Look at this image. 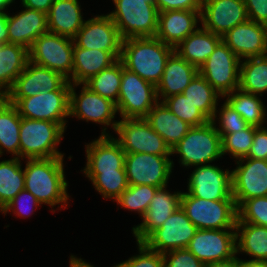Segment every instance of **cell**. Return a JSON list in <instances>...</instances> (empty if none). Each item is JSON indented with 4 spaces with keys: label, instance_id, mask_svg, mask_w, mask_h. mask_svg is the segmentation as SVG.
<instances>
[{
    "label": "cell",
    "instance_id": "38",
    "mask_svg": "<svg viewBox=\"0 0 267 267\" xmlns=\"http://www.w3.org/2000/svg\"><path fill=\"white\" fill-rule=\"evenodd\" d=\"M122 76V61L118 59L84 83L91 91L117 104Z\"/></svg>",
    "mask_w": 267,
    "mask_h": 267
},
{
    "label": "cell",
    "instance_id": "30",
    "mask_svg": "<svg viewBox=\"0 0 267 267\" xmlns=\"http://www.w3.org/2000/svg\"><path fill=\"white\" fill-rule=\"evenodd\" d=\"M221 41L222 36L199 27L175 48V52L200 69Z\"/></svg>",
    "mask_w": 267,
    "mask_h": 267
},
{
    "label": "cell",
    "instance_id": "26",
    "mask_svg": "<svg viewBox=\"0 0 267 267\" xmlns=\"http://www.w3.org/2000/svg\"><path fill=\"white\" fill-rule=\"evenodd\" d=\"M198 73V68L174 51L167 60L161 80L156 86L158 101L162 102L169 96L182 94Z\"/></svg>",
    "mask_w": 267,
    "mask_h": 267
},
{
    "label": "cell",
    "instance_id": "50",
    "mask_svg": "<svg viewBox=\"0 0 267 267\" xmlns=\"http://www.w3.org/2000/svg\"><path fill=\"white\" fill-rule=\"evenodd\" d=\"M248 19L267 25V0H244Z\"/></svg>",
    "mask_w": 267,
    "mask_h": 267
},
{
    "label": "cell",
    "instance_id": "43",
    "mask_svg": "<svg viewBox=\"0 0 267 267\" xmlns=\"http://www.w3.org/2000/svg\"><path fill=\"white\" fill-rule=\"evenodd\" d=\"M218 110H215L211 121L215 125L216 131L220 134L221 138L225 134L243 130L249 125L226 101L222 104L221 109L219 108ZM216 123H219V126Z\"/></svg>",
    "mask_w": 267,
    "mask_h": 267
},
{
    "label": "cell",
    "instance_id": "20",
    "mask_svg": "<svg viewBox=\"0 0 267 267\" xmlns=\"http://www.w3.org/2000/svg\"><path fill=\"white\" fill-rule=\"evenodd\" d=\"M247 20L244 0H202L201 25L214 34L223 36Z\"/></svg>",
    "mask_w": 267,
    "mask_h": 267
},
{
    "label": "cell",
    "instance_id": "48",
    "mask_svg": "<svg viewBox=\"0 0 267 267\" xmlns=\"http://www.w3.org/2000/svg\"><path fill=\"white\" fill-rule=\"evenodd\" d=\"M247 158L267 160V128L257 127Z\"/></svg>",
    "mask_w": 267,
    "mask_h": 267
},
{
    "label": "cell",
    "instance_id": "27",
    "mask_svg": "<svg viewBox=\"0 0 267 267\" xmlns=\"http://www.w3.org/2000/svg\"><path fill=\"white\" fill-rule=\"evenodd\" d=\"M78 0H55L47 13L48 32L73 39L85 21Z\"/></svg>",
    "mask_w": 267,
    "mask_h": 267
},
{
    "label": "cell",
    "instance_id": "44",
    "mask_svg": "<svg viewBox=\"0 0 267 267\" xmlns=\"http://www.w3.org/2000/svg\"><path fill=\"white\" fill-rule=\"evenodd\" d=\"M237 222L267 227V196L245 200L238 208Z\"/></svg>",
    "mask_w": 267,
    "mask_h": 267
},
{
    "label": "cell",
    "instance_id": "32",
    "mask_svg": "<svg viewBox=\"0 0 267 267\" xmlns=\"http://www.w3.org/2000/svg\"><path fill=\"white\" fill-rule=\"evenodd\" d=\"M236 254L246 253L252 260L267 261V227L236 222Z\"/></svg>",
    "mask_w": 267,
    "mask_h": 267
},
{
    "label": "cell",
    "instance_id": "8",
    "mask_svg": "<svg viewBox=\"0 0 267 267\" xmlns=\"http://www.w3.org/2000/svg\"><path fill=\"white\" fill-rule=\"evenodd\" d=\"M73 49V39L47 32L40 35L28 50L29 61L69 79L73 69Z\"/></svg>",
    "mask_w": 267,
    "mask_h": 267
},
{
    "label": "cell",
    "instance_id": "51",
    "mask_svg": "<svg viewBox=\"0 0 267 267\" xmlns=\"http://www.w3.org/2000/svg\"><path fill=\"white\" fill-rule=\"evenodd\" d=\"M20 1L22 7L39 10L47 14L50 10L52 3L55 0H20Z\"/></svg>",
    "mask_w": 267,
    "mask_h": 267
},
{
    "label": "cell",
    "instance_id": "21",
    "mask_svg": "<svg viewBox=\"0 0 267 267\" xmlns=\"http://www.w3.org/2000/svg\"><path fill=\"white\" fill-rule=\"evenodd\" d=\"M240 60L267 55V25L247 20L222 36Z\"/></svg>",
    "mask_w": 267,
    "mask_h": 267
},
{
    "label": "cell",
    "instance_id": "17",
    "mask_svg": "<svg viewBox=\"0 0 267 267\" xmlns=\"http://www.w3.org/2000/svg\"><path fill=\"white\" fill-rule=\"evenodd\" d=\"M205 265L228 260L236 254L235 229H198L186 247Z\"/></svg>",
    "mask_w": 267,
    "mask_h": 267
},
{
    "label": "cell",
    "instance_id": "41",
    "mask_svg": "<svg viewBox=\"0 0 267 267\" xmlns=\"http://www.w3.org/2000/svg\"><path fill=\"white\" fill-rule=\"evenodd\" d=\"M173 114L189 124L197 127L207 124L210 120L183 94H176L162 101Z\"/></svg>",
    "mask_w": 267,
    "mask_h": 267
},
{
    "label": "cell",
    "instance_id": "6",
    "mask_svg": "<svg viewBox=\"0 0 267 267\" xmlns=\"http://www.w3.org/2000/svg\"><path fill=\"white\" fill-rule=\"evenodd\" d=\"M180 206L198 229H235L238 219L234 199L205 200L182 192Z\"/></svg>",
    "mask_w": 267,
    "mask_h": 267
},
{
    "label": "cell",
    "instance_id": "37",
    "mask_svg": "<svg viewBox=\"0 0 267 267\" xmlns=\"http://www.w3.org/2000/svg\"><path fill=\"white\" fill-rule=\"evenodd\" d=\"M182 94L210 121L213 119L215 110L218 109V99L223 98L200 73L194 77Z\"/></svg>",
    "mask_w": 267,
    "mask_h": 267
},
{
    "label": "cell",
    "instance_id": "24",
    "mask_svg": "<svg viewBox=\"0 0 267 267\" xmlns=\"http://www.w3.org/2000/svg\"><path fill=\"white\" fill-rule=\"evenodd\" d=\"M167 187L159 188L152 198L142 223L132 228L136 242H143L154 230L180 207L181 191L170 193Z\"/></svg>",
    "mask_w": 267,
    "mask_h": 267
},
{
    "label": "cell",
    "instance_id": "18",
    "mask_svg": "<svg viewBox=\"0 0 267 267\" xmlns=\"http://www.w3.org/2000/svg\"><path fill=\"white\" fill-rule=\"evenodd\" d=\"M232 170V196L237 208L247 199L267 196V160L241 158Z\"/></svg>",
    "mask_w": 267,
    "mask_h": 267
},
{
    "label": "cell",
    "instance_id": "29",
    "mask_svg": "<svg viewBox=\"0 0 267 267\" xmlns=\"http://www.w3.org/2000/svg\"><path fill=\"white\" fill-rule=\"evenodd\" d=\"M151 128L157 132L172 149L191 128L181 120L163 103L159 102L148 112L144 118Z\"/></svg>",
    "mask_w": 267,
    "mask_h": 267
},
{
    "label": "cell",
    "instance_id": "13",
    "mask_svg": "<svg viewBox=\"0 0 267 267\" xmlns=\"http://www.w3.org/2000/svg\"><path fill=\"white\" fill-rule=\"evenodd\" d=\"M125 171L129 185L167 187L174 162L170 156L126 153Z\"/></svg>",
    "mask_w": 267,
    "mask_h": 267
},
{
    "label": "cell",
    "instance_id": "11",
    "mask_svg": "<svg viewBox=\"0 0 267 267\" xmlns=\"http://www.w3.org/2000/svg\"><path fill=\"white\" fill-rule=\"evenodd\" d=\"M240 64L238 56L221 41L201 66L199 73L224 97L239 88Z\"/></svg>",
    "mask_w": 267,
    "mask_h": 267
},
{
    "label": "cell",
    "instance_id": "16",
    "mask_svg": "<svg viewBox=\"0 0 267 267\" xmlns=\"http://www.w3.org/2000/svg\"><path fill=\"white\" fill-rule=\"evenodd\" d=\"M122 41L119 30L108 14L95 15L86 20L73 38L76 46L110 52L117 60L121 56Z\"/></svg>",
    "mask_w": 267,
    "mask_h": 267
},
{
    "label": "cell",
    "instance_id": "36",
    "mask_svg": "<svg viewBox=\"0 0 267 267\" xmlns=\"http://www.w3.org/2000/svg\"><path fill=\"white\" fill-rule=\"evenodd\" d=\"M239 88L261 97L267 92V55L241 60Z\"/></svg>",
    "mask_w": 267,
    "mask_h": 267
},
{
    "label": "cell",
    "instance_id": "45",
    "mask_svg": "<svg viewBox=\"0 0 267 267\" xmlns=\"http://www.w3.org/2000/svg\"><path fill=\"white\" fill-rule=\"evenodd\" d=\"M27 202V203H26ZM41 203L35 196L27 190L20 191L3 209L2 214L14 212L15 216L29 217L34 212V208L38 209Z\"/></svg>",
    "mask_w": 267,
    "mask_h": 267
},
{
    "label": "cell",
    "instance_id": "15",
    "mask_svg": "<svg viewBox=\"0 0 267 267\" xmlns=\"http://www.w3.org/2000/svg\"><path fill=\"white\" fill-rule=\"evenodd\" d=\"M197 230L180 206L143 243L149 249L163 254L186 248Z\"/></svg>",
    "mask_w": 267,
    "mask_h": 267
},
{
    "label": "cell",
    "instance_id": "19",
    "mask_svg": "<svg viewBox=\"0 0 267 267\" xmlns=\"http://www.w3.org/2000/svg\"><path fill=\"white\" fill-rule=\"evenodd\" d=\"M187 193L205 200L234 199L232 196V171L214 164L195 166L189 175Z\"/></svg>",
    "mask_w": 267,
    "mask_h": 267
},
{
    "label": "cell",
    "instance_id": "4",
    "mask_svg": "<svg viewBox=\"0 0 267 267\" xmlns=\"http://www.w3.org/2000/svg\"><path fill=\"white\" fill-rule=\"evenodd\" d=\"M64 132L59 123L21 117L20 159L64 157L58 150Z\"/></svg>",
    "mask_w": 267,
    "mask_h": 267
},
{
    "label": "cell",
    "instance_id": "56",
    "mask_svg": "<svg viewBox=\"0 0 267 267\" xmlns=\"http://www.w3.org/2000/svg\"><path fill=\"white\" fill-rule=\"evenodd\" d=\"M15 0H0V11L5 12L7 7H9Z\"/></svg>",
    "mask_w": 267,
    "mask_h": 267
},
{
    "label": "cell",
    "instance_id": "3",
    "mask_svg": "<svg viewBox=\"0 0 267 267\" xmlns=\"http://www.w3.org/2000/svg\"><path fill=\"white\" fill-rule=\"evenodd\" d=\"M172 156L180 155L182 167H195L211 164L223 158L221 136L212 121L191 127L187 134L171 149Z\"/></svg>",
    "mask_w": 267,
    "mask_h": 267
},
{
    "label": "cell",
    "instance_id": "53",
    "mask_svg": "<svg viewBox=\"0 0 267 267\" xmlns=\"http://www.w3.org/2000/svg\"><path fill=\"white\" fill-rule=\"evenodd\" d=\"M205 267H240V258L236 255L228 260L214 262Z\"/></svg>",
    "mask_w": 267,
    "mask_h": 267
},
{
    "label": "cell",
    "instance_id": "31",
    "mask_svg": "<svg viewBox=\"0 0 267 267\" xmlns=\"http://www.w3.org/2000/svg\"><path fill=\"white\" fill-rule=\"evenodd\" d=\"M29 61L28 49L17 44H0V94L5 96Z\"/></svg>",
    "mask_w": 267,
    "mask_h": 267
},
{
    "label": "cell",
    "instance_id": "2",
    "mask_svg": "<svg viewBox=\"0 0 267 267\" xmlns=\"http://www.w3.org/2000/svg\"><path fill=\"white\" fill-rule=\"evenodd\" d=\"M174 51L157 37H133L122 41L120 60L124 68L157 86Z\"/></svg>",
    "mask_w": 267,
    "mask_h": 267
},
{
    "label": "cell",
    "instance_id": "10",
    "mask_svg": "<svg viewBox=\"0 0 267 267\" xmlns=\"http://www.w3.org/2000/svg\"><path fill=\"white\" fill-rule=\"evenodd\" d=\"M125 153H147L171 156V149L165 140L155 132L144 118H122L115 130Z\"/></svg>",
    "mask_w": 267,
    "mask_h": 267
},
{
    "label": "cell",
    "instance_id": "5",
    "mask_svg": "<svg viewBox=\"0 0 267 267\" xmlns=\"http://www.w3.org/2000/svg\"><path fill=\"white\" fill-rule=\"evenodd\" d=\"M115 10L108 15L124 39L133 37H155L158 10L154 1L112 0Z\"/></svg>",
    "mask_w": 267,
    "mask_h": 267
},
{
    "label": "cell",
    "instance_id": "34",
    "mask_svg": "<svg viewBox=\"0 0 267 267\" xmlns=\"http://www.w3.org/2000/svg\"><path fill=\"white\" fill-rule=\"evenodd\" d=\"M226 102L252 126L262 127L267 120L266 107L260 95L252 94L237 88L225 95Z\"/></svg>",
    "mask_w": 267,
    "mask_h": 267
},
{
    "label": "cell",
    "instance_id": "12",
    "mask_svg": "<svg viewBox=\"0 0 267 267\" xmlns=\"http://www.w3.org/2000/svg\"><path fill=\"white\" fill-rule=\"evenodd\" d=\"M70 87L71 83L60 73L28 61L4 98L14 105L20 98L46 91L70 90Z\"/></svg>",
    "mask_w": 267,
    "mask_h": 267
},
{
    "label": "cell",
    "instance_id": "7",
    "mask_svg": "<svg viewBox=\"0 0 267 267\" xmlns=\"http://www.w3.org/2000/svg\"><path fill=\"white\" fill-rule=\"evenodd\" d=\"M158 103L156 86L124 68L122 63L121 85L117 111L121 118H145Z\"/></svg>",
    "mask_w": 267,
    "mask_h": 267
},
{
    "label": "cell",
    "instance_id": "46",
    "mask_svg": "<svg viewBox=\"0 0 267 267\" xmlns=\"http://www.w3.org/2000/svg\"><path fill=\"white\" fill-rule=\"evenodd\" d=\"M139 254L117 264V267H164L163 254L149 249L143 242H137Z\"/></svg>",
    "mask_w": 267,
    "mask_h": 267
},
{
    "label": "cell",
    "instance_id": "9",
    "mask_svg": "<svg viewBox=\"0 0 267 267\" xmlns=\"http://www.w3.org/2000/svg\"><path fill=\"white\" fill-rule=\"evenodd\" d=\"M81 85L80 94L77 95L76 88L79 84H71L69 116L103 125L101 135H111L106 131L107 127H112L115 132L119 122L114 120L118 113L116 103L91 91L84 84Z\"/></svg>",
    "mask_w": 267,
    "mask_h": 267
},
{
    "label": "cell",
    "instance_id": "42",
    "mask_svg": "<svg viewBox=\"0 0 267 267\" xmlns=\"http://www.w3.org/2000/svg\"><path fill=\"white\" fill-rule=\"evenodd\" d=\"M256 126L248 125L245 129L225 134L221 138L222 155L229 153L236 160L247 157L253 142Z\"/></svg>",
    "mask_w": 267,
    "mask_h": 267
},
{
    "label": "cell",
    "instance_id": "28",
    "mask_svg": "<svg viewBox=\"0 0 267 267\" xmlns=\"http://www.w3.org/2000/svg\"><path fill=\"white\" fill-rule=\"evenodd\" d=\"M116 61L117 59L110 52L84 49L74 44L72 76L68 81L81 86Z\"/></svg>",
    "mask_w": 267,
    "mask_h": 267
},
{
    "label": "cell",
    "instance_id": "33",
    "mask_svg": "<svg viewBox=\"0 0 267 267\" xmlns=\"http://www.w3.org/2000/svg\"><path fill=\"white\" fill-rule=\"evenodd\" d=\"M20 126L21 116L17 108L3 97L0 100V158L5 150L20 158Z\"/></svg>",
    "mask_w": 267,
    "mask_h": 267
},
{
    "label": "cell",
    "instance_id": "49",
    "mask_svg": "<svg viewBox=\"0 0 267 267\" xmlns=\"http://www.w3.org/2000/svg\"><path fill=\"white\" fill-rule=\"evenodd\" d=\"M158 12L169 10H201L202 0H154Z\"/></svg>",
    "mask_w": 267,
    "mask_h": 267
},
{
    "label": "cell",
    "instance_id": "54",
    "mask_svg": "<svg viewBox=\"0 0 267 267\" xmlns=\"http://www.w3.org/2000/svg\"><path fill=\"white\" fill-rule=\"evenodd\" d=\"M240 267H267V261L264 260H242L240 259Z\"/></svg>",
    "mask_w": 267,
    "mask_h": 267
},
{
    "label": "cell",
    "instance_id": "39",
    "mask_svg": "<svg viewBox=\"0 0 267 267\" xmlns=\"http://www.w3.org/2000/svg\"><path fill=\"white\" fill-rule=\"evenodd\" d=\"M92 182L95 190L104 199H112L113 202L129 186L125 170H115L102 173H84Z\"/></svg>",
    "mask_w": 267,
    "mask_h": 267
},
{
    "label": "cell",
    "instance_id": "52",
    "mask_svg": "<svg viewBox=\"0 0 267 267\" xmlns=\"http://www.w3.org/2000/svg\"><path fill=\"white\" fill-rule=\"evenodd\" d=\"M7 12L0 11V44H8Z\"/></svg>",
    "mask_w": 267,
    "mask_h": 267
},
{
    "label": "cell",
    "instance_id": "23",
    "mask_svg": "<svg viewBox=\"0 0 267 267\" xmlns=\"http://www.w3.org/2000/svg\"><path fill=\"white\" fill-rule=\"evenodd\" d=\"M201 10H169L158 12L155 37L174 49L199 27Z\"/></svg>",
    "mask_w": 267,
    "mask_h": 267
},
{
    "label": "cell",
    "instance_id": "55",
    "mask_svg": "<svg viewBox=\"0 0 267 267\" xmlns=\"http://www.w3.org/2000/svg\"><path fill=\"white\" fill-rule=\"evenodd\" d=\"M69 267H94L90 263L86 262L85 260H82V258H77L74 255L70 256V261H69ZM113 267H117V265H114Z\"/></svg>",
    "mask_w": 267,
    "mask_h": 267
},
{
    "label": "cell",
    "instance_id": "22",
    "mask_svg": "<svg viewBox=\"0 0 267 267\" xmlns=\"http://www.w3.org/2000/svg\"><path fill=\"white\" fill-rule=\"evenodd\" d=\"M86 165L83 173L125 170V151L112 135H100L85 145Z\"/></svg>",
    "mask_w": 267,
    "mask_h": 267
},
{
    "label": "cell",
    "instance_id": "35",
    "mask_svg": "<svg viewBox=\"0 0 267 267\" xmlns=\"http://www.w3.org/2000/svg\"><path fill=\"white\" fill-rule=\"evenodd\" d=\"M22 159L12 157L0 161V209L2 210L20 191L24 190L25 177Z\"/></svg>",
    "mask_w": 267,
    "mask_h": 267
},
{
    "label": "cell",
    "instance_id": "47",
    "mask_svg": "<svg viewBox=\"0 0 267 267\" xmlns=\"http://www.w3.org/2000/svg\"><path fill=\"white\" fill-rule=\"evenodd\" d=\"M164 267H205L187 248L175 249L163 253Z\"/></svg>",
    "mask_w": 267,
    "mask_h": 267
},
{
    "label": "cell",
    "instance_id": "1",
    "mask_svg": "<svg viewBox=\"0 0 267 267\" xmlns=\"http://www.w3.org/2000/svg\"><path fill=\"white\" fill-rule=\"evenodd\" d=\"M64 157L26 159L25 187L42 204L66 209L69 194L65 179Z\"/></svg>",
    "mask_w": 267,
    "mask_h": 267
},
{
    "label": "cell",
    "instance_id": "14",
    "mask_svg": "<svg viewBox=\"0 0 267 267\" xmlns=\"http://www.w3.org/2000/svg\"><path fill=\"white\" fill-rule=\"evenodd\" d=\"M70 90L40 92L34 96L20 98L14 106L21 117L33 120H47L67 128L69 117Z\"/></svg>",
    "mask_w": 267,
    "mask_h": 267
},
{
    "label": "cell",
    "instance_id": "40",
    "mask_svg": "<svg viewBox=\"0 0 267 267\" xmlns=\"http://www.w3.org/2000/svg\"><path fill=\"white\" fill-rule=\"evenodd\" d=\"M158 189L151 185H129L115 201L126 210L138 212L142 219Z\"/></svg>",
    "mask_w": 267,
    "mask_h": 267
},
{
    "label": "cell",
    "instance_id": "25",
    "mask_svg": "<svg viewBox=\"0 0 267 267\" xmlns=\"http://www.w3.org/2000/svg\"><path fill=\"white\" fill-rule=\"evenodd\" d=\"M25 9L15 15L7 14L8 43L30 49L33 42L48 32L47 14L45 12Z\"/></svg>",
    "mask_w": 267,
    "mask_h": 267
}]
</instances>
